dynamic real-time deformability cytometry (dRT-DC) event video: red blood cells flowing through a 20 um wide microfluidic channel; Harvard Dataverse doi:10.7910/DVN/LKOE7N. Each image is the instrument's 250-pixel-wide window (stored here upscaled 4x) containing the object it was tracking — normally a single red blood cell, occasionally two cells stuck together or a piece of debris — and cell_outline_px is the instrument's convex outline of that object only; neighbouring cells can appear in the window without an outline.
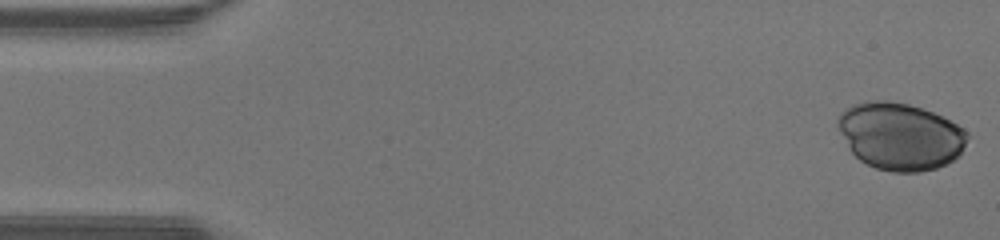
{"species": "human", "species_latin": "Homo sapiens", "temperature_condition": "warm", "stored_images_in_passage": 47, "camera_frame_rate_fps": 3000, "um_per_image_px": 0.085, "donor": {"sex": "male"}, "frame": {"image": 1, "passage_image": 1, "time_ms": 0.0, "image_size_px": [1000, 240], "cell_outline_px": [[968, 136], [960, 152], [948, 164], [936, 168], [920, 172], [892, 172], [876, 168], [860, 160], [848, 148], [836, 124], [836, 120], [840, 112], [852, 104], [864, 100], [888, 100], [908, 104], [932, 112], [964, 128], [968, 132]], "centroid_in_image_um": [76.47, 11.56], "position_along_channel_um": 8.5, "area_um2": 50.75}}
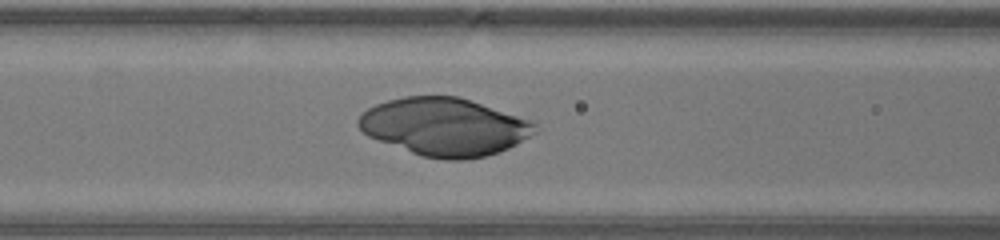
{"frame": {"image": 2, "passage_image": 19, "time_ms": 6.0, "image_size_px": [1000, 240], "cell_outline_px": [[536, 132], [516, 144], [500, 152], [484, 156], [464, 160], [444, 160], [420, 156], [368, 136], [356, 124], [356, 120], [368, 108], [376, 104], [388, 100], [404, 96], [460, 96], [532, 120], [536, 124]], "centroid_in_image_um": [37.79, 10.78], "position_along_channel_um": 128.8, "area_um2": 59.59}}
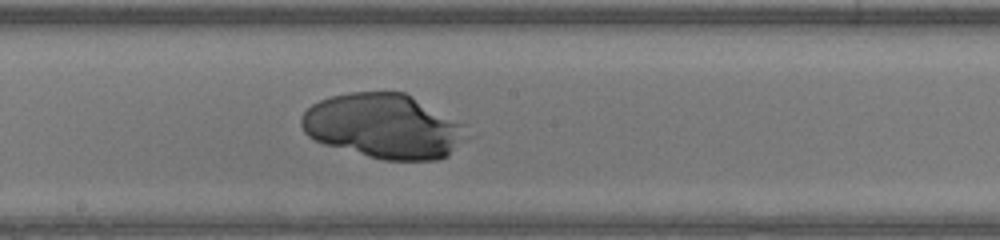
{"frame": {"image": 3, "passage_image": 25, "time_ms": 8.0, "image_size_px": [1000, 240], "cell_outline_px": [[472, 136], [448, 156], [436, 160], [384, 160], [368, 156], [324, 144], [308, 136], [304, 132], [300, 124], [300, 120], [304, 112], [312, 104], [320, 100], [332, 96], [348, 92], [404, 92], [468, 124]], "centroid_in_image_um": [32.7, 10.73], "position_along_channel_um": 215.5, "area_um2": 63.06}}